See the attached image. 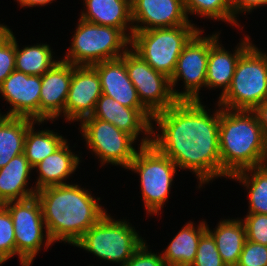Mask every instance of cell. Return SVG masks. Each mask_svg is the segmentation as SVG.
Returning <instances> with one entry per match:
<instances>
[{
	"mask_svg": "<svg viewBox=\"0 0 267 266\" xmlns=\"http://www.w3.org/2000/svg\"><path fill=\"white\" fill-rule=\"evenodd\" d=\"M7 29V25L0 24V35Z\"/></svg>",
	"mask_w": 267,
	"mask_h": 266,
	"instance_id": "obj_39",
	"label": "cell"
},
{
	"mask_svg": "<svg viewBox=\"0 0 267 266\" xmlns=\"http://www.w3.org/2000/svg\"><path fill=\"white\" fill-rule=\"evenodd\" d=\"M230 179L248 190V213L267 214V164L235 173Z\"/></svg>",
	"mask_w": 267,
	"mask_h": 266,
	"instance_id": "obj_26",
	"label": "cell"
},
{
	"mask_svg": "<svg viewBox=\"0 0 267 266\" xmlns=\"http://www.w3.org/2000/svg\"><path fill=\"white\" fill-rule=\"evenodd\" d=\"M69 147L66 140L53 154L33 167V170L39 172L34 186L37 191L48 186L68 184L65 180L76 171L81 162Z\"/></svg>",
	"mask_w": 267,
	"mask_h": 266,
	"instance_id": "obj_22",
	"label": "cell"
},
{
	"mask_svg": "<svg viewBox=\"0 0 267 266\" xmlns=\"http://www.w3.org/2000/svg\"><path fill=\"white\" fill-rule=\"evenodd\" d=\"M217 106L219 109L210 115L201 101L178 100L152 120L161 132L157 134L152 127L151 143L179 169L193 172L199 188L213 178H221Z\"/></svg>",
	"mask_w": 267,
	"mask_h": 266,
	"instance_id": "obj_1",
	"label": "cell"
},
{
	"mask_svg": "<svg viewBox=\"0 0 267 266\" xmlns=\"http://www.w3.org/2000/svg\"><path fill=\"white\" fill-rule=\"evenodd\" d=\"M92 66L100 77L102 94L113 98L125 107L145 108L121 58L99 62Z\"/></svg>",
	"mask_w": 267,
	"mask_h": 266,
	"instance_id": "obj_18",
	"label": "cell"
},
{
	"mask_svg": "<svg viewBox=\"0 0 267 266\" xmlns=\"http://www.w3.org/2000/svg\"><path fill=\"white\" fill-rule=\"evenodd\" d=\"M5 263L1 258H0V265Z\"/></svg>",
	"mask_w": 267,
	"mask_h": 266,
	"instance_id": "obj_41",
	"label": "cell"
},
{
	"mask_svg": "<svg viewBox=\"0 0 267 266\" xmlns=\"http://www.w3.org/2000/svg\"><path fill=\"white\" fill-rule=\"evenodd\" d=\"M242 221L247 240L267 246V214L248 213Z\"/></svg>",
	"mask_w": 267,
	"mask_h": 266,
	"instance_id": "obj_33",
	"label": "cell"
},
{
	"mask_svg": "<svg viewBox=\"0 0 267 266\" xmlns=\"http://www.w3.org/2000/svg\"><path fill=\"white\" fill-rule=\"evenodd\" d=\"M54 0H26L21 7H35V6H45L49 3L53 2Z\"/></svg>",
	"mask_w": 267,
	"mask_h": 266,
	"instance_id": "obj_38",
	"label": "cell"
},
{
	"mask_svg": "<svg viewBox=\"0 0 267 266\" xmlns=\"http://www.w3.org/2000/svg\"><path fill=\"white\" fill-rule=\"evenodd\" d=\"M16 255L13 220L9 211L0 205V258L6 262Z\"/></svg>",
	"mask_w": 267,
	"mask_h": 266,
	"instance_id": "obj_30",
	"label": "cell"
},
{
	"mask_svg": "<svg viewBox=\"0 0 267 266\" xmlns=\"http://www.w3.org/2000/svg\"><path fill=\"white\" fill-rule=\"evenodd\" d=\"M101 95L102 87L97 70L90 65L75 66L65 105L67 122H81L91 116Z\"/></svg>",
	"mask_w": 267,
	"mask_h": 266,
	"instance_id": "obj_15",
	"label": "cell"
},
{
	"mask_svg": "<svg viewBox=\"0 0 267 266\" xmlns=\"http://www.w3.org/2000/svg\"><path fill=\"white\" fill-rule=\"evenodd\" d=\"M12 29L0 35V85L15 70V36Z\"/></svg>",
	"mask_w": 267,
	"mask_h": 266,
	"instance_id": "obj_32",
	"label": "cell"
},
{
	"mask_svg": "<svg viewBox=\"0 0 267 266\" xmlns=\"http://www.w3.org/2000/svg\"><path fill=\"white\" fill-rule=\"evenodd\" d=\"M267 98V54L252 44L239 58L229 89L217 104L253 111Z\"/></svg>",
	"mask_w": 267,
	"mask_h": 266,
	"instance_id": "obj_5",
	"label": "cell"
},
{
	"mask_svg": "<svg viewBox=\"0 0 267 266\" xmlns=\"http://www.w3.org/2000/svg\"><path fill=\"white\" fill-rule=\"evenodd\" d=\"M36 121L24 117L0 118V168L24 152L27 129Z\"/></svg>",
	"mask_w": 267,
	"mask_h": 266,
	"instance_id": "obj_25",
	"label": "cell"
},
{
	"mask_svg": "<svg viewBox=\"0 0 267 266\" xmlns=\"http://www.w3.org/2000/svg\"><path fill=\"white\" fill-rule=\"evenodd\" d=\"M3 206L13 220L16 255L19 256L21 266H30L43 245L47 250L53 244L45 227L40 201L33 196L10 201Z\"/></svg>",
	"mask_w": 267,
	"mask_h": 266,
	"instance_id": "obj_9",
	"label": "cell"
},
{
	"mask_svg": "<svg viewBox=\"0 0 267 266\" xmlns=\"http://www.w3.org/2000/svg\"><path fill=\"white\" fill-rule=\"evenodd\" d=\"M243 39L233 54L219 43V38L210 45L205 87L222 89L219 98L229 89L239 58L252 45L249 36Z\"/></svg>",
	"mask_w": 267,
	"mask_h": 266,
	"instance_id": "obj_19",
	"label": "cell"
},
{
	"mask_svg": "<svg viewBox=\"0 0 267 266\" xmlns=\"http://www.w3.org/2000/svg\"><path fill=\"white\" fill-rule=\"evenodd\" d=\"M75 65L62 59L41 76L40 121L65 118V105Z\"/></svg>",
	"mask_w": 267,
	"mask_h": 266,
	"instance_id": "obj_17",
	"label": "cell"
},
{
	"mask_svg": "<svg viewBox=\"0 0 267 266\" xmlns=\"http://www.w3.org/2000/svg\"><path fill=\"white\" fill-rule=\"evenodd\" d=\"M127 169L140 176L145 210L149 215H159L171 191L177 165L151 143L139 146Z\"/></svg>",
	"mask_w": 267,
	"mask_h": 266,
	"instance_id": "obj_8",
	"label": "cell"
},
{
	"mask_svg": "<svg viewBox=\"0 0 267 266\" xmlns=\"http://www.w3.org/2000/svg\"><path fill=\"white\" fill-rule=\"evenodd\" d=\"M207 231L206 221H201L194 226L188 222L175 235L165 251H162V258L167 266H191L196 257V251L201 236Z\"/></svg>",
	"mask_w": 267,
	"mask_h": 266,
	"instance_id": "obj_24",
	"label": "cell"
},
{
	"mask_svg": "<svg viewBox=\"0 0 267 266\" xmlns=\"http://www.w3.org/2000/svg\"><path fill=\"white\" fill-rule=\"evenodd\" d=\"M144 241L128 221L115 220L106 213L73 246L123 266Z\"/></svg>",
	"mask_w": 267,
	"mask_h": 266,
	"instance_id": "obj_7",
	"label": "cell"
},
{
	"mask_svg": "<svg viewBox=\"0 0 267 266\" xmlns=\"http://www.w3.org/2000/svg\"><path fill=\"white\" fill-rule=\"evenodd\" d=\"M41 125L44 121H36L26 132L24 155L32 167L54 153L67 139L53 130H36L34 124Z\"/></svg>",
	"mask_w": 267,
	"mask_h": 266,
	"instance_id": "obj_27",
	"label": "cell"
},
{
	"mask_svg": "<svg viewBox=\"0 0 267 266\" xmlns=\"http://www.w3.org/2000/svg\"><path fill=\"white\" fill-rule=\"evenodd\" d=\"M79 128L88 149L99 158L101 166L109 163L128 168L137 152L132 146L135 139L131 135L92 116L84 118Z\"/></svg>",
	"mask_w": 267,
	"mask_h": 266,
	"instance_id": "obj_10",
	"label": "cell"
},
{
	"mask_svg": "<svg viewBox=\"0 0 267 266\" xmlns=\"http://www.w3.org/2000/svg\"><path fill=\"white\" fill-rule=\"evenodd\" d=\"M84 1L86 7L85 12L81 13V19L98 25L118 28L131 40L133 35L131 0Z\"/></svg>",
	"mask_w": 267,
	"mask_h": 266,
	"instance_id": "obj_20",
	"label": "cell"
},
{
	"mask_svg": "<svg viewBox=\"0 0 267 266\" xmlns=\"http://www.w3.org/2000/svg\"><path fill=\"white\" fill-rule=\"evenodd\" d=\"M187 15H199L216 21L221 20L239 26L232 11L231 0H183Z\"/></svg>",
	"mask_w": 267,
	"mask_h": 266,
	"instance_id": "obj_29",
	"label": "cell"
},
{
	"mask_svg": "<svg viewBox=\"0 0 267 266\" xmlns=\"http://www.w3.org/2000/svg\"><path fill=\"white\" fill-rule=\"evenodd\" d=\"M26 0H17V3L21 6Z\"/></svg>",
	"mask_w": 267,
	"mask_h": 266,
	"instance_id": "obj_40",
	"label": "cell"
},
{
	"mask_svg": "<svg viewBox=\"0 0 267 266\" xmlns=\"http://www.w3.org/2000/svg\"><path fill=\"white\" fill-rule=\"evenodd\" d=\"M78 22L63 61L75 66H92L118 59L129 49L131 40L120 29L98 25L81 18Z\"/></svg>",
	"mask_w": 267,
	"mask_h": 266,
	"instance_id": "obj_4",
	"label": "cell"
},
{
	"mask_svg": "<svg viewBox=\"0 0 267 266\" xmlns=\"http://www.w3.org/2000/svg\"><path fill=\"white\" fill-rule=\"evenodd\" d=\"M15 37V70L27 75L42 76L56 62L52 49L47 44L25 46L19 49Z\"/></svg>",
	"mask_w": 267,
	"mask_h": 266,
	"instance_id": "obj_28",
	"label": "cell"
},
{
	"mask_svg": "<svg viewBox=\"0 0 267 266\" xmlns=\"http://www.w3.org/2000/svg\"><path fill=\"white\" fill-rule=\"evenodd\" d=\"M203 32L200 29L185 45L170 78L172 93L177 100L200 101L199 91L206 86L209 48L219 38L220 33L204 37L201 34ZM180 78L184 82L183 92L174 89Z\"/></svg>",
	"mask_w": 267,
	"mask_h": 266,
	"instance_id": "obj_11",
	"label": "cell"
},
{
	"mask_svg": "<svg viewBox=\"0 0 267 266\" xmlns=\"http://www.w3.org/2000/svg\"><path fill=\"white\" fill-rule=\"evenodd\" d=\"M194 23L135 31L130 47L155 71L171 78L185 45L199 31Z\"/></svg>",
	"mask_w": 267,
	"mask_h": 266,
	"instance_id": "obj_6",
	"label": "cell"
},
{
	"mask_svg": "<svg viewBox=\"0 0 267 266\" xmlns=\"http://www.w3.org/2000/svg\"><path fill=\"white\" fill-rule=\"evenodd\" d=\"M147 243L143 244L134 252L133 256L127 260L123 266H167L162 255L148 251Z\"/></svg>",
	"mask_w": 267,
	"mask_h": 266,
	"instance_id": "obj_35",
	"label": "cell"
},
{
	"mask_svg": "<svg viewBox=\"0 0 267 266\" xmlns=\"http://www.w3.org/2000/svg\"><path fill=\"white\" fill-rule=\"evenodd\" d=\"M236 266H267V246L246 240Z\"/></svg>",
	"mask_w": 267,
	"mask_h": 266,
	"instance_id": "obj_34",
	"label": "cell"
},
{
	"mask_svg": "<svg viewBox=\"0 0 267 266\" xmlns=\"http://www.w3.org/2000/svg\"><path fill=\"white\" fill-rule=\"evenodd\" d=\"M191 266H226L219 255L214 238L208 231L199 240L196 257Z\"/></svg>",
	"mask_w": 267,
	"mask_h": 266,
	"instance_id": "obj_31",
	"label": "cell"
},
{
	"mask_svg": "<svg viewBox=\"0 0 267 266\" xmlns=\"http://www.w3.org/2000/svg\"><path fill=\"white\" fill-rule=\"evenodd\" d=\"M120 58L125 63L128 76L137 90L141 104L153 116L178 101L173 96L170 78L155 71L131 47Z\"/></svg>",
	"mask_w": 267,
	"mask_h": 266,
	"instance_id": "obj_12",
	"label": "cell"
},
{
	"mask_svg": "<svg viewBox=\"0 0 267 266\" xmlns=\"http://www.w3.org/2000/svg\"><path fill=\"white\" fill-rule=\"evenodd\" d=\"M221 178L267 164V139L254 111L220 106Z\"/></svg>",
	"mask_w": 267,
	"mask_h": 266,
	"instance_id": "obj_3",
	"label": "cell"
},
{
	"mask_svg": "<svg viewBox=\"0 0 267 266\" xmlns=\"http://www.w3.org/2000/svg\"><path fill=\"white\" fill-rule=\"evenodd\" d=\"M91 116L115 125L135 140H138V135L142 132L145 136L143 135L140 146L152 142L153 115L146 108L125 107L113 98L102 94Z\"/></svg>",
	"mask_w": 267,
	"mask_h": 266,
	"instance_id": "obj_13",
	"label": "cell"
},
{
	"mask_svg": "<svg viewBox=\"0 0 267 266\" xmlns=\"http://www.w3.org/2000/svg\"><path fill=\"white\" fill-rule=\"evenodd\" d=\"M47 233L54 242L74 245L106 213L99 198L77 184L48 186L36 192Z\"/></svg>",
	"mask_w": 267,
	"mask_h": 266,
	"instance_id": "obj_2",
	"label": "cell"
},
{
	"mask_svg": "<svg viewBox=\"0 0 267 266\" xmlns=\"http://www.w3.org/2000/svg\"><path fill=\"white\" fill-rule=\"evenodd\" d=\"M32 169L24 153L15 156L0 168V205L36 196L35 187L29 189L27 186Z\"/></svg>",
	"mask_w": 267,
	"mask_h": 266,
	"instance_id": "obj_21",
	"label": "cell"
},
{
	"mask_svg": "<svg viewBox=\"0 0 267 266\" xmlns=\"http://www.w3.org/2000/svg\"><path fill=\"white\" fill-rule=\"evenodd\" d=\"M257 118L259 120V124L262 127L263 134L267 139V98L260 103L254 110Z\"/></svg>",
	"mask_w": 267,
	"mask_h": 266,
	"instance_id": "obj_37",
	"label": "cell"
},
{
	"mask_svg": "<svg viewBox=\"0 0 267 266\" xmlns=\"http://www.w3.org/2000/svg\"><path fill=\"white\" fill-rule=\"evenodd\" d=\"M40 89L41 76L14 70L0 85V94L11 106L3 116L40 121Z\"/></svg>",
	"mask_w": 267,
	"mask_h": 266,
	"instance_id": "obj_14",
	"label": "cell"
},
{
	"mask_svg": "<svg viewBox=\"0 0 267 266\" xmlns=\"http://www.w3.org/2000/svg\"><path fill=\"white\" fill-rule=\"evenodd\" d=\"M207 231L214 238L219 255L226 266H236L247 240L242 218L221 220L213 231L207 225Z\"/></svg>",
	"mask_w": 267,
	"mask_h": 266,
	"instance_id": "obj_23",
	"label": "cell"
},
{
	"mask_svg": "<svg viewBox=\"0 0 267 266\" xmlns=\"http://www.w3.org/2000/svg\"><path fill=\"white\" fill-rule=\"evenodd\" d=\"M231 5L234 16L238 17L240 13H250L256 7L267 5V0H231Z\"/></svg>",
	"mask_w": 267,
	"mask_h": 266,
	"instance_id": "obj_36",
	"label": "cell"
},
{
	"mask_svg": "<svg viewBox=\"0 0 267 266\" xmlns=\"http://www.w3.org/2000/svg\"><path fill=\"white\" fill-rule=\"evenodd\" d=\"M131 17L133 32L191 23L183 0H131Z\"/></svg>",
	"mask_w": 267,
	"mask_h": 266,
	"instance_id": "obj_16",
	"label": "cell"
}]
</instances>
